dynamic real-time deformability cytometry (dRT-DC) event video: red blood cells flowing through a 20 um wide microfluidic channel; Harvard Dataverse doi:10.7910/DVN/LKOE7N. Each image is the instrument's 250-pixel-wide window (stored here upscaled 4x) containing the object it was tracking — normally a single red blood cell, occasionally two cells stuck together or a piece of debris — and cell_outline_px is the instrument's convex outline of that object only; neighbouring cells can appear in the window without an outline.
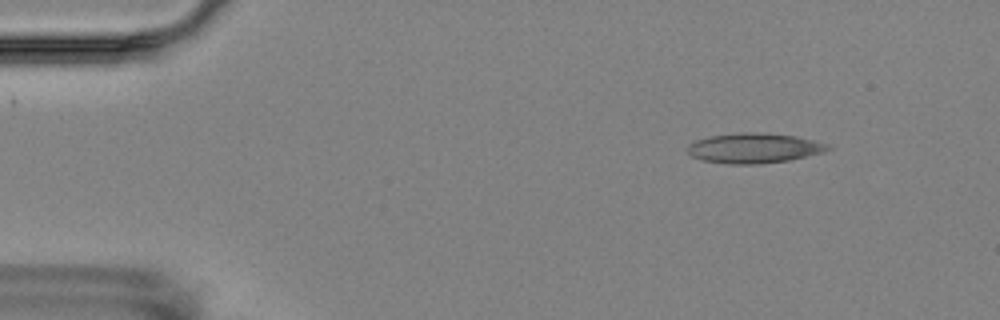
{"species": "Egyptian fruit bat (a non-hibernating species)", "species_latin": "Rousettus aegyptiacus", "temperature_condition": "room temperature", "stored_images_in_passage": 5, "camera_frame_rate_fps": 3000, "um_per_image_px": 0.085, "animal": {"sex": "female"}, "frame": {"image": 1, "passage_image": 2, "time_ms": 1.0, "image_size_px": [1000, 320], "cell_outline_px": [[832, 148], [824, 152], [788, 160], [756, 164], [728, 164], [700, 160], [692, 156], [684, 148], [688, 144], [696, 140], [708, 136], [740, 132], [760, 132], [796, 136], [828, 144]], "centroid_in_image_um": [64.04, 12.58], "position_along_channel_um": 21.0, "area_um2": 24.68}}